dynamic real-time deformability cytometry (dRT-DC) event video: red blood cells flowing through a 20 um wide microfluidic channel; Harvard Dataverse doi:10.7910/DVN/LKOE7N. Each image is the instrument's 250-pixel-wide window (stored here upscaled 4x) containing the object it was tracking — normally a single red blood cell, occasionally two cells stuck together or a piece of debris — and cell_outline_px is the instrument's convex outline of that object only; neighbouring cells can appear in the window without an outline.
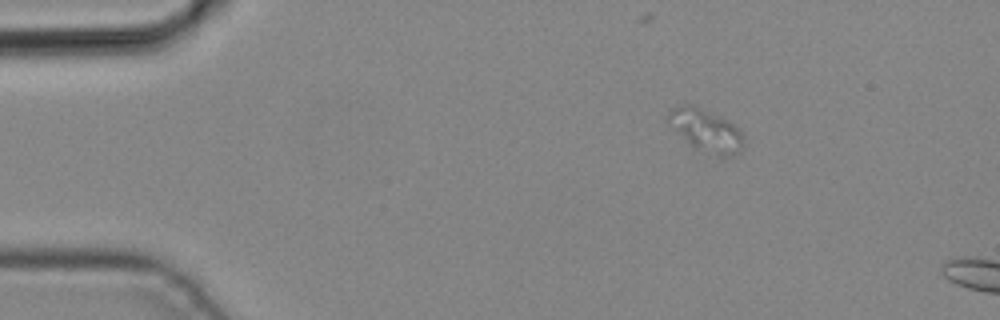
{"species": "common noctule bat (a hibernating species)", "species_latin": "Nyctalus noctula", "temperature_condition": "cold", "stored_images_in_passage": 2, "segment_of_instrument_passage": [1, 2], "camera_frame_rate_fps": 3000, "um_per_image_px": 0.085, "animal": {"sex": "male", "body_mass_g": 19.2, "forearm_length_mm": 51.8}, "frame": {"image": 1, "passage_image": 1, "time_ms": 0.0, "image_size_px": [1000, 320], "cell_outline_px": [[744, 144], [740, 152], [732, 156], [716, 156], [692, 148], [672, 128], [668, 120], [668, 112], [672, 108], [680, 104], [688, 104], [708, 112], [732, 124], [744, 136]], "centroid_in_image_um": [59.98, 11.14], "position_along_channel_um": 25.0, "area_um2": 18.44}}